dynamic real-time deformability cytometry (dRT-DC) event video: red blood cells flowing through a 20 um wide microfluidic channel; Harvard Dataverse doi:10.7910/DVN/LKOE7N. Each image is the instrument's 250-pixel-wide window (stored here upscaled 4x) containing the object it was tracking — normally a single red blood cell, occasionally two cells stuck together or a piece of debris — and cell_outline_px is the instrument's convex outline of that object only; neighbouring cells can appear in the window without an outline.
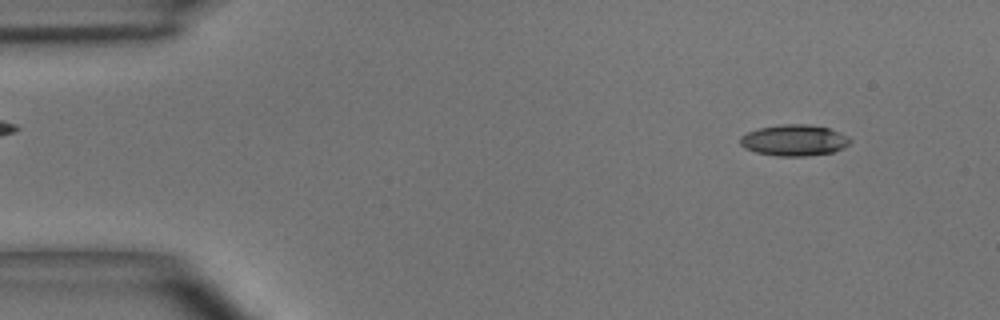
{"species": "common noctule bat (a hibernating species)", "species_latin": "Nyctalus noctula", "temperature_condition": "room temperature", "stored_images_in_passage": 48, "camera_frame_rate_fps": 3000, "um_per_image_px": 0.085, "animal": {"sex": "male", "body_mass_g": 15.6}, "frame": {"image": 1, "passage_image": 4, "time_ms": 1.0, "image_size_px": [1000, 320], "cell_outline_px": [[852, 140], [844, 148], [832, 152], [808, 156], [776, 156], [756, 152], [744, 148], [740, 144], [740, 136], [748, 132], [760, 128], [780, 124], [808, 124], [828, 128], [848, 136]], "centroid_in_image_um": [67.5, 11.93], "position_along_channel_um": 17.5, "area_um2": 20.0}}
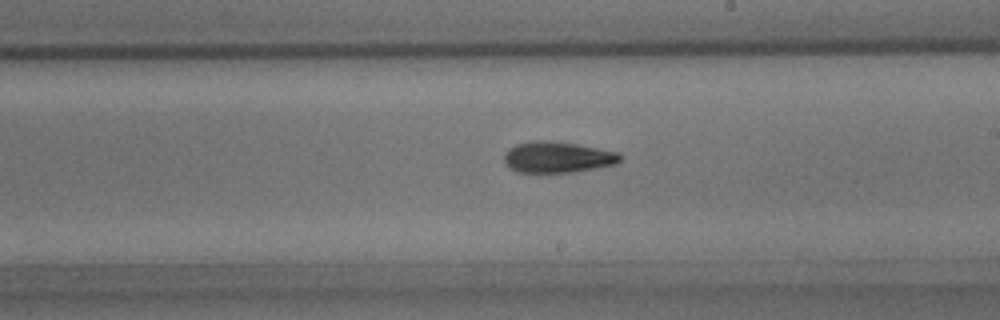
{"frame": {"image": 2, "passage_image": 27, "time_ms": 8.667, "image_size_px": [1000, 320], "cell_outline_px": [[620, 160], [616, 164], [596, 168], [572, 172], [516, 172], [508, 168], [504, 160], [504, 156], [508, 148], [516, 144], [532, 140], [548, 140], [576, 144], [616, 152], [620, 156]], "centroid_in_image_um": [47.32, 13.36], "position_along_channel_um": 241.7, "area_um2": 20.92}}
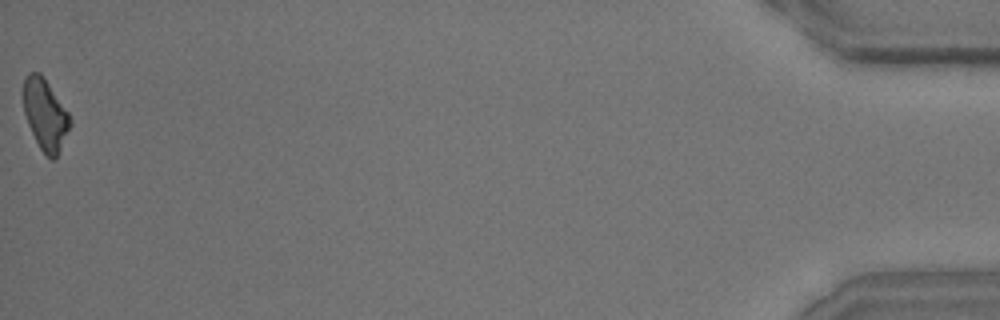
{"frame": {"image": 3, "passage_image": 48, "time_ms": 15.667, "image_size_px": [1000, 320], "cell_outline_px": [[72, 124], [56, 156], [52, 160], [40, 148], [28, 124], [24, 112], [20, 92], [24, 76], [28, 72], [40, 72], [68, 112], [72, 120]], "centroid_in_image_um": [3.8, 9.66], "position_along_channel_um": 431.4, "area_um2": 19.48}, "authors_computed_cell_mechanics": {"area_um2": 20.1433, "velocity_mm_per_s": 4.0782, "shape_relaxation_time_tau1_ms": 4.257, "shape_relaxation_time_tau2_ms": 3.4813, "deformation_change_tau1": 0.1634, "deformation_change_tau2": 0.1356}}